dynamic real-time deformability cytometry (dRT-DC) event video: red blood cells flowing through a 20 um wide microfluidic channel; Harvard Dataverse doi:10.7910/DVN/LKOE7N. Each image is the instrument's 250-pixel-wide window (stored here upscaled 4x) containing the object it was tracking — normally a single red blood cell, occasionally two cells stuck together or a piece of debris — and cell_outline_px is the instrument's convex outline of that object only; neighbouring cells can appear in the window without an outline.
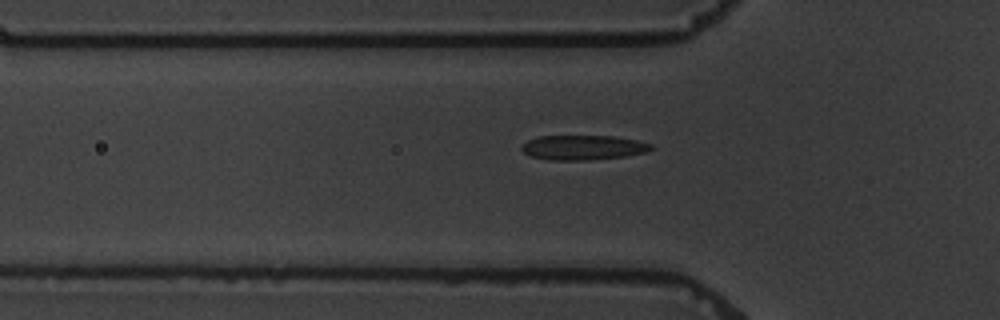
{"species": "common noctule bat (a hibernating species)", "species_latin": "Nyctalus noctula", "temperature_condition": "warm", "stored_images_in_passage": 5, "camera_frame_rate_fps": 3000, "um_per_image_px": 0.085, "animal": {"sex": "male", "body_mass_g": 19.5, "forearm_length_mm": 54.6}, "frame": {"image": 1, "passage_image": 5, "time_ms": 5.333, "image_size_px": [1000, 320], "cell_outline_px": [[656, 148], [648, 152], [624, 156], [588, 160], [548, 160], [532, 156], [524, 152], [520, 148], [528, 140], [540, 136], [612, 136], [636, 140], [652, 144]], "centroid_in_image_um": [49.61, 12.54], "position_along_channel_um": 76.2, "area_um2": 18.61}}